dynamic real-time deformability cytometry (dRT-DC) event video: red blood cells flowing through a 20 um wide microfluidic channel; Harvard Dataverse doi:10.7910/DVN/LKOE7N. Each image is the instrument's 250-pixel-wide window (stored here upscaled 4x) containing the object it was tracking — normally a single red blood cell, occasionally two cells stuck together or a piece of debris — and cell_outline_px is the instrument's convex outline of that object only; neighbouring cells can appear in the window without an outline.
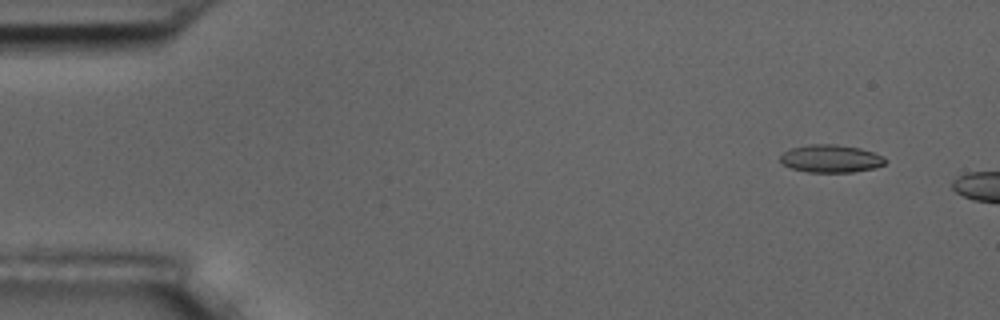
{"species": "common noctule bat (a hibernating species)", "species_latin": "Nyctalus noctula", "temperature_condition": "room temperature", "stored_images_in_passage": 5, "camera_frame_rate_fps": 3000, "um_per_image_px": 0.085, "animal": {"sex": "male", "body_mass_g": 17.5, "forearm_length_mm": 52.3}, "frame": {"image": 1, "passage_image": 2, "time_ms": 1.333, "image_size_px": [1000, 320], "cell_outline_px": [[888, 160], [884, 164], [876, 168], [852, 172], [808, 172], [792, 168], [784, 164], [780, 160], [780, 156], [784, 152], [792, 148], [808, 144], [836, 144], [860, 148], [884, 156]], "centroid_in_image_um": [70.66, 13.48], "position_along_channel_um": 14.3, "area_um2": 16.99}}